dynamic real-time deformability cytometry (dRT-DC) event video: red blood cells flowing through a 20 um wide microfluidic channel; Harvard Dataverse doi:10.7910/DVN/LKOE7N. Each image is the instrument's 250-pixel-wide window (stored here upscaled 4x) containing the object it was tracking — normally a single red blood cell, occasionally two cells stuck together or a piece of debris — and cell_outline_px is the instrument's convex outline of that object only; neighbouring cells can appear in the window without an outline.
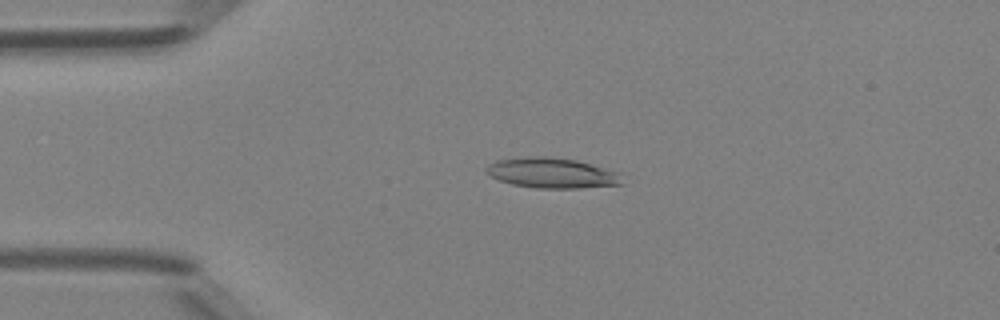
{"species": "Egyptian fruit bat (a non-hibernating species)", "species_latin": "Rousettus aegyptiacus", "temperature_condition": "room temperature", "stored_images_in_passage": 47, "camera_frame_rate_fps": 3000, "um_per_image_px": 0.085, "animal": {"sex": "female"}, "frame": {"image": 1, "passage_image": 10, "time_ms": 3.0, "image_size_px": [1000, 320], "cell_outline_px": [[624, 184], [580, 188], [536, 188], [512, 184], [500, 180], [484, 172], [484, 168], [488, 164], [496, 160], [524, 156], [548, 156], [576, 160], [616, 172]], "centroid_in_image_um": [46.83, 14.69], "position_along_channel_um": 38.2, "area_um2": 23.87}}
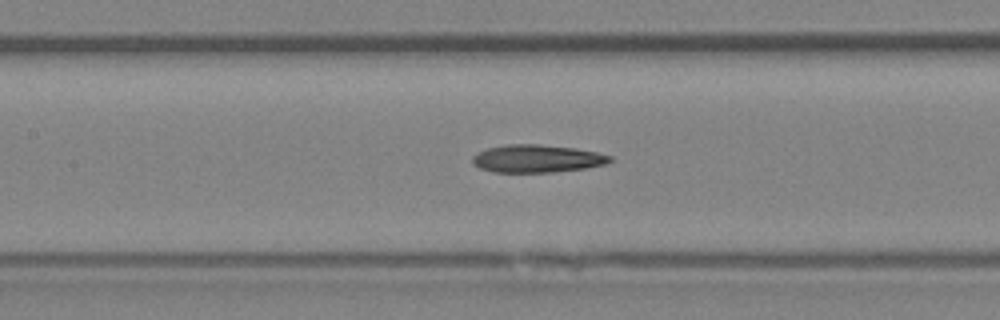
{"frame": {"image": 2, "passage_image": 21, "time_ms": 6.667, "image_size_px": [1000, 320], "cell_outline_px": [[612, 160], [604, 164], [584, 168], [552, 172], [492, 172], [480, 168], [472, 164], [472, 156], [476, 152], [488, 148], [508, 144], [540, 144], [576, 148], [596, 152], [612, 156]], "centroid_in_image_um": [45.6, 13.48], "position_along_channel_um": 161.8, "area_um2": 22.25}}
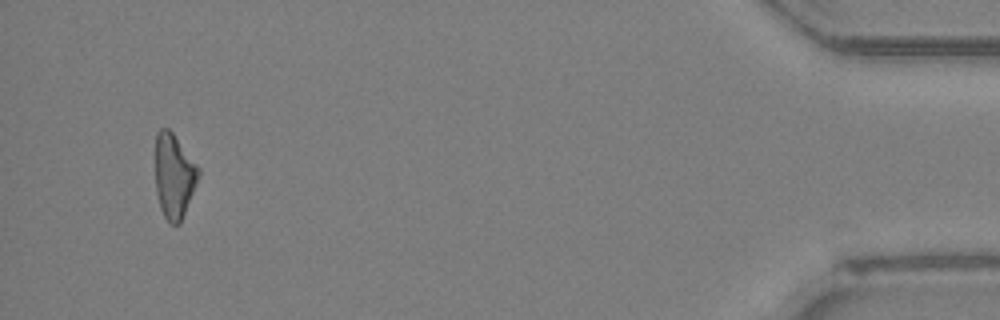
{"frame": {"image": 3, "passage_image": 45, "time_ms": 14.667, "image_size_px": [1000, 320], "cell_outline_px": [[200, 176], [180, 224], [172, 224], [164, 216], [160, 208], [156, 192], [156, 136], [160, 128], [168, 128], [172, 132], [200, 168]], "centroid_in_image_um": [14.81, 14.96], "position_along_channel_um": 420.4, "area_um2": 21.15}, "authors_computed_cell_mechanics": {"area_um2": 22.3686, "velocity_mm_per_s": 4.2385, "shape_relaxation_time_tau1_ms": 6.9119, "shape_relaxation_time_tau2_ms": null, "deformation_change_tau1": 0.1865, "deformation_change_tau2": null}}